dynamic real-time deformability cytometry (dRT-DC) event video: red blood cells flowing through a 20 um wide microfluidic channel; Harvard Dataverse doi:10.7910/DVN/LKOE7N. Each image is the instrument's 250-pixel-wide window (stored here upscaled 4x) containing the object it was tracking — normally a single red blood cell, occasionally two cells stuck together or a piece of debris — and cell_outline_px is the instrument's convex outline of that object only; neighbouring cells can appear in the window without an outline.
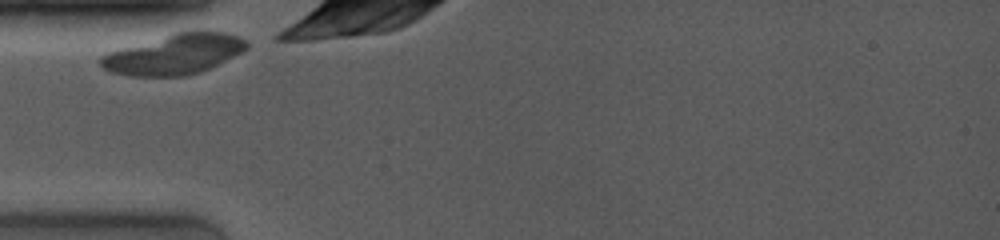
{"species": "common noctule bat (a hibernating species)", "species_latin": "Nyctalus noctula", "temperature_condition": "room temperature", "stored_images_in_passage": 1, "camera_frame_rate_fps": 4000, "um_per_image_px": 0.085, "animal": {"sex": "female", "body_mass_g": 19.0, "forearm_length_mm": 53.3}, "frame": {"image": 1, "passage_image": 1, "time_ms": 0.0, "image_size_px": [1000, 240], "cell_outline_px": [[248, 48], [244, 52], [200, 72], [184, 76], [128, 76], [112, 72], [104, 68], [100, 64], [100, 56], [108, 52], [176, 32], [196, 28], [200, 28], [228, 32], [240, 36], [248, 44]], "centroid_in_image_um": [14.89, 4.57], "position_along_channel_um": 70.1, "area_um2": 34.74}}